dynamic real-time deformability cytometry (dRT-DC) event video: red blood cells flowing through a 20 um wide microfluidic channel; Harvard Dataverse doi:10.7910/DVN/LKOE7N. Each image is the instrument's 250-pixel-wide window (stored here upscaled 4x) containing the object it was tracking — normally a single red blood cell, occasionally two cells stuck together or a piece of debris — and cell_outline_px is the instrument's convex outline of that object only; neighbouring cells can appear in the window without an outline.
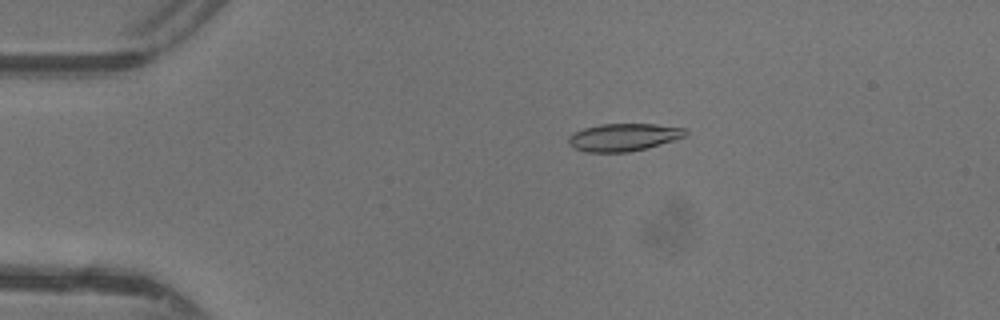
{"species": "common noctule bat (a hibernating species)", "species_latin": "Nyctalus noctula", "temperature_condition": "warm", "stored_images_in_passage": 43, "camera_frame_rate_fps": 3000, "um_per_image_px": 0.085, "animal": {"sex": "female"}, "frame": {"image": 1, "passage_image": 5, "time_ms": 1.333, "image_size_px": [1000, 320], "cell_outline_px": [[688, 136], [660, 144], [628, 152], [584, 152], [568, 144], [568, 136], [572, 132], [584, 128], [600, 124], [656, 124], [684, 128], [688, 132]], "centroid_in_image_um": [52.99, 11.66], "position_along_channel_um": 32.0, "area_um2": 18.84}}
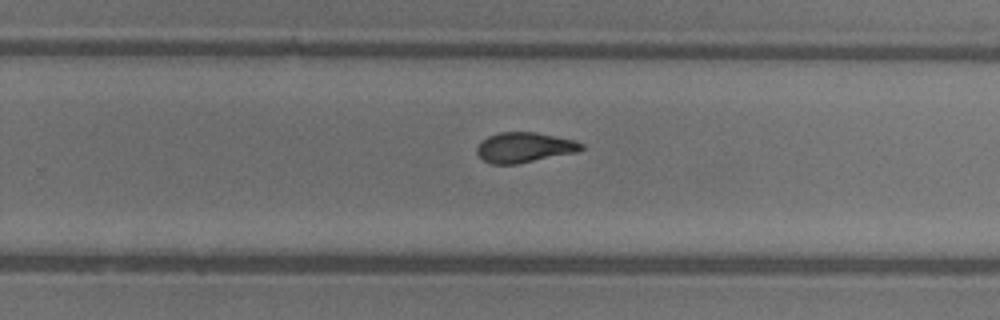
{"frame": {"image": 2, "passage_image": 26, "time_ms": 8.333, "image_size_px": [1000, 320], "cell_outline_px": [[584, 148], [576, 152], [516, 164], [492, 164], [484, 160], [476, 152], [476, 148], [488, 136], [500, 132], [536, 132], [572, 140], [584, 144]], "centroid_in_image_um": [44.56, 12.53], "position_along_channel_um": 285.2, "area_um2": 18.03}}
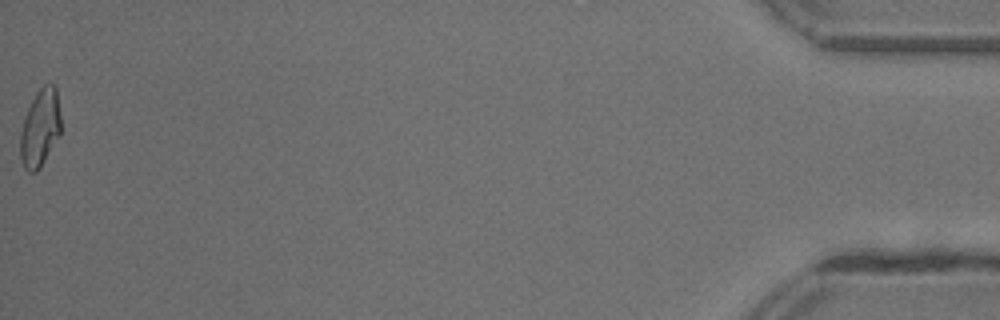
{"frame": {"image": 3, "passage_image": 43, "time_ms": 14.0, "image_size_px": [1000, 320], "cell_outline_px": [[60, 132], [40, 168], [36, 172], [28, 172], [24, 168], [20, 156], [20, 132], [28, 108], [36, 92], [44, 84], [56, 84], [60, 112]], "centroid_in_image_um": [3.4, 10.86], "position_along_channel_um": 431.8, "area_um2": 18.21}, "authors_computed_cell_mechanics": {"area_um2": 18.7272, "velocity_mm_per_s": 4.3942, "shape_relaxation_time_tau1_ms": 7.7409, "shape_relaxation_time_tau2_ms": 1.9868, "deformation_change_tau1": 0.2302, "deformation_change_tau2": 0.0935}}